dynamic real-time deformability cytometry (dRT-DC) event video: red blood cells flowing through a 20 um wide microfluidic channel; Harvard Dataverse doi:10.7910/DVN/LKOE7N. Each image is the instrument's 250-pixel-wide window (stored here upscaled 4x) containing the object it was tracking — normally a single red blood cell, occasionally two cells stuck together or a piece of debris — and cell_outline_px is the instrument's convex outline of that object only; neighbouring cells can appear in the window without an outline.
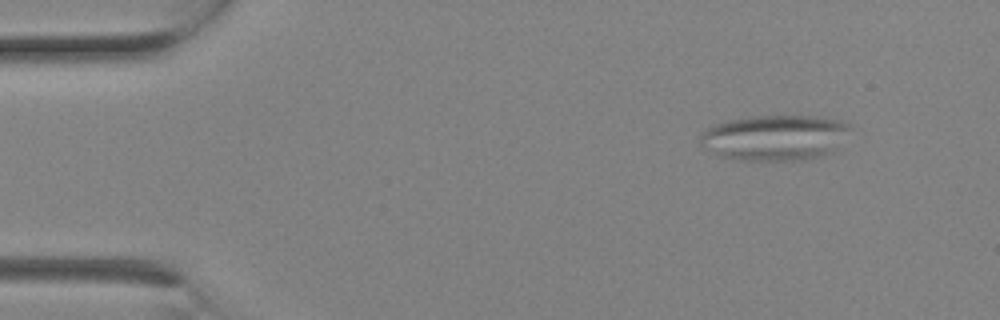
{"species": "Egyptian fruit bat (a non-hibernating species)", "species_latin": "Rousettus aegyptiacus", "temperature_condition": "room temperature", "stored_images_in_passage": 2, "segment_of_instrument_passage": [2, 2], "camera_frame_rate_fps": 3000, "um_per_image_px": 0.085, "animal": {"sex": "female"}, "frame": {"image": 1, "passage_image": 2, "time_ms": 0.333, "image_size_px": [1000, 320], "cell_outline_px": [[852, 128], [836, 148], [820, 156], [808, 160], [736, 160], [720, 156], [704, 148], [700, 144], [700, 132], [712, 124], [728, 120], [756, 116], [812, 116], [840, 120], [848, 124]], "centroid_in_image_um": [65.81, 11.7], "position_along_channel_um": 19.2, "area_um2": 39.94}}